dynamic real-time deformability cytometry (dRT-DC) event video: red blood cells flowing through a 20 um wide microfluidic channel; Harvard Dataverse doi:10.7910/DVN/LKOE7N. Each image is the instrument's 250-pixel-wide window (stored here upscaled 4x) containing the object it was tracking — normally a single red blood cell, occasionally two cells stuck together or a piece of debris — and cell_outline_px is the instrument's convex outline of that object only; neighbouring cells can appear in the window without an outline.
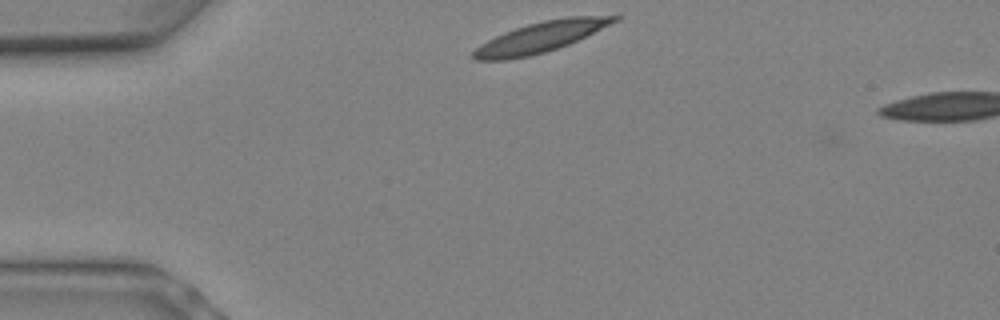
{"species": "Egyptian fruit bat (a non-hibernating species)", "species_latin": "Rousettus aegyptiacus", "temperature_condition": "warm", "stored_images_in_passage": 2, "camera_frame_rate_fps": 3000, "um_per_image_px": 0.085, "animal": {"sex": "female"}, "frame": {"image": 1, "passage_image": 1, "time_ms": 0.0, "image_size_px": [1000, 320], "cell_outline_px": [[620, 20], [568, 44], [544, 52], [528, 56], [504, 60], [476, 60], [472, 56], [472, 52], [480, 44], [504, 32], [528, 24], [544, 20], [568, 16], [620, 16]], "centroid_in_image_um": [45.93, 3.15], "position_along_channel_um": 39.1, "area_um2": 24.57}}